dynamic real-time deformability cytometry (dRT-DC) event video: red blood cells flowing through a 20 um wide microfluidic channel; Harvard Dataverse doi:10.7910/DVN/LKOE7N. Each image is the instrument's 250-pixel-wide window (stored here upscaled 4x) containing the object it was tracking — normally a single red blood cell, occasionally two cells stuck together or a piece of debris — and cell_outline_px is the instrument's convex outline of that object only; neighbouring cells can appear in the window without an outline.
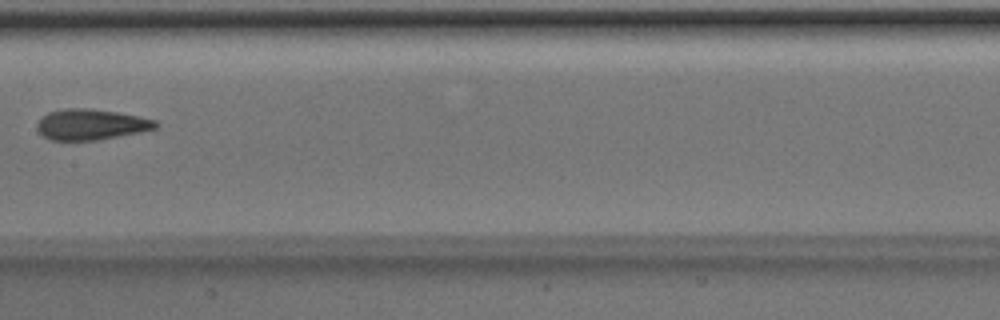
{"species": "Egyptian fruit bat (a non-hibernating species)", "species_latin": "Rousettus aegyptiacus", "temperature_condition": "room temperature", "stored_images_in_passage": 8, "camera_frame_rate_fps": 3000, "um_per_image_px": 0.085, "animal": {"sex": "male"}, "frame": {"image": 1, "passage_image": 8, "time_ms": 2.333, "image_size_px": [1000, 320], "cell_outline_px": [[160, 124], [156, 128], [140, 132], [96, 140], [48, 140], [36, 128], [36, 124], [48, 112], [68, 108], [84, 108], [116, 112], [140, 116], [156, 120]], "centroid_in_image_um": [7.75, 10.58], "position_along_channel_um": 199.6, "area_um2": 21.1}}